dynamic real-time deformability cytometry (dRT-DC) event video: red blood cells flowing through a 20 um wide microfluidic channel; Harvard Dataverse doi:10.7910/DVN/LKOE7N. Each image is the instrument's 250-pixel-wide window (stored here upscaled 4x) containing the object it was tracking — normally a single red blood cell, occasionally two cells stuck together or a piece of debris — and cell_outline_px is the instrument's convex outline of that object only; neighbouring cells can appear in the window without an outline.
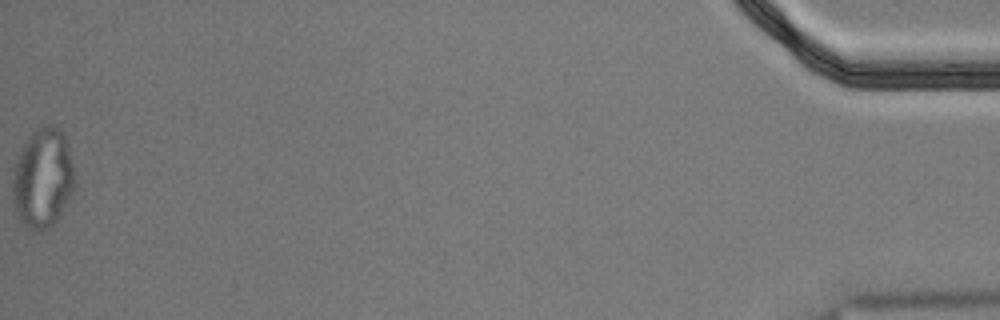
{"species": "Egyptian fruit bat (a non-hibernating species)", "species_latin": "Rousettus aegyptiacus", "temperature_condition": "cold", "stored_images_in_passage": 56, "segment_of_instrument_passage": [2, 2], "camera_frame_rate_fps": 3000, "um_per_image_px": 0.085, "animal": {"sex": "male"}, "frame": {"image": 1, "passage_image": 56, "time_ms": 18.333, "image_size_px": [1000, 320], "cell_outline_px": [[76, 184], [72, 196], [60, 216], [48, 228], [36, 232], [24, 228], [16, 212], [12, 200], [12, 180], [16, 164], [20, 152], [28, 136], [36, 128], [44, 124], [48, 124], [56, 128], [64, 136], [68, 144], [72, 160], [76, 180]], "centroid_in_image_um": [3.65, 15.19], "position_along_channel_um": 431.5, "area_um2": 36.53}}